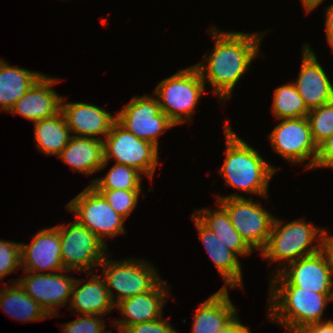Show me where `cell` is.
Segmentation results:
<instances>
[{"label": "cell", "mask_w": 333, "mask_h": 333, "mask_svg": "<svg viewBox=\"0 0 333 333\" xmlns=\"http://www.w3.org/2000/svg\"><path fill=\"white\" fill-rule=\"evenodd\" d=\"M215 39V48L207 58V65H194L204 82L208 80L214 94L222 100L230 99L231 92L241 76L259 53L261 33L210 31ZM207 73V74H206Z\"/></svg>", "instance_id": "obj_1"}, {"label": "cell", "mask_w": 333, "mask_h": 333, "mask_svg": "<svg viewBox=\"0 0 333 333\" xmlns=\"http://www.w3.org/2000/svg\"><path fill=\"white\" fill-rule=\"evenodd\" d=\"M226 155L220 174L226 185L250 194L267 196L268 184L276 172L253 147L239 138L225 122Z\"/></svg>", "instance_id": "obj_2"}, {"label": "cell", "mask_w": 333, "mask_h": 333, "mask_svg": "<svg viewBox=\"0 0 333 333\" xmlns=\"http://www.w3.org/2000/svg\"><path fill=\"white\" fill-rule=\"evenodd\" d=\"M271 286L269 317L290 333H299L306 326L322 321L327 302L333 300V293H315L295 286Z\"/></svg>", "instance_id": "obj_3"}, {"label": "cell", "mask_w": 333, "mask_h": 333, "mask_svg": "<svg viewBox=\"0 0 333 333\" xmlns=\"http://www.w3.org/2000/svg\"><path fill=\"white\" fill-rule=\"evenodd\" d=\"M274 217L269 240L261 254L271 262L284 261L286 264L321 250L322 231L304 220H295L282 226ZM319 234V237H318ZM319 238V245L311 243Z\"/></svg>", "instance_id": "obj_4"}, {"label": "cell", "mask_w": 333, "mask_h": 333, "mask_svg": "<svg viewBox=\"0 0 333 333\" xmlns=\"http://www.w3.org/2000/svg\"><path fill=\"white\" fill-rule=\"evenodd\" d=\"M205 91V82L195 67L185 68L159 82L154 94L161 111L176 125L191 121L192 112ZM187 117V118H186Z\"/></svg>", "instance_id": "obj_5"}, {"label": "cell", "mask_w": 333, "mask_h": 333, "mask_svg": "<svg viewBox=\"0 0 333 333\" xmlns=\"http://www.w3.org/2000/svg\"><path fill=\"white\" fill-rule=\"evenodd\" d=\"M105 139H103L104 163L101 169L105 168L108 161L114 157L117 164L133 167L152 180L159 161L157 146L137 138L117 121Z\"/></svg>", "instance_id": "obj_6"}, {"label": "cell", "mask_w": 333, "mask_h": 333, "mask_svg": "<svg viewBox=\"0 0 333 333\" xmlns=\"http://www.w3.org/2000/svg\"><path fill=\"white\" fill-rule=\"evenodd\" d=\"M217 203L227 211L231 224L242 236L245 242L260 252L265 248L269 240L274 217L261 206L238 194L218 196Z\"/></svg>", "instance_id": "obj_7"}, {"label": "cell", "mask_w": 333, "mask_h": 333, "mask_svg": "<svg viewBox=\"0 0 333 333\" xmlns=\"http://www.w3.org/2000/svg\"><path fill=\"white\" fill-rule=\"evenodd\" d=\"M61 258L65 270L91 272L107 255V245L77 220L59 225ZM106 255V256H105ZM96 265V266H95ZM91 270V271H90Z\"/></svg>", "instance_id": "obj_8"}, {"label": "cell", "mask_w": 333, "mask_h": 333, "mask_svg": "<svg viewBox=\"0 0 333 333\" xmlns=\"http://www.w3.org/2000/svg\"><path fill=\"white\" fill-rule=\"evenodd\" d=\"M140 260L110 261L106 257L102 266L108 292L115 304L121 300L151 291L162 279L155 268ZM151 266V267H150ZM114 289L118 293L115 301Z\"/></svg>", "instance_id": "obj_9"}, {"label": "cell", "mask_w": 333, "mask_h": 333, "mask_svg": "<svg viewBox=\"0 0 333 333\" xmlns=\"http://www.w3.org/2000/svg\"><path fill=\"white\" fill-rule=\"evenodd\" d=\"M76 213V220L93 232L102 242L105 236L114 237L125 233V218L118 214L108 201L88 185L66 205Z\"/></svg>", "instance_id": "obj_10"}, {"label": "cell", "mask_w": 333, "mask_h": 333, "mask_svg": "<svg viewBox=\"0 0 333 333\" xmlns=\"http://www.w3.org/2000/svg\"><path fill=\"white\" fill-rule=\"evenodd\" d=\"M116 116L117 122L127 131L157 147L161 133L176 125L152 96L133 97Z\"/></svg>", "instance_id": "obj_11"}, {"label": "cell", "mask_w": 333, "mask_h": 333, "mask_svg": "<svg viewBox=\"0 0 333 333\" xmlns=\"http://www.w3.org/2000/svg\"><path fill=\"white\" fill-rule=\"evenodd\" d=\"M281 120L269 135L273 149L295 164L311 157L305 168H315L318 146L313 140L307 117Z\"/></svg>", "instance_id": "obj_12"}, {"label": "cell", "mask_w": 333, "mask_h": 333, "mask_svg": "<svg viewBox=\"0 0 333 333\" xmlns=\"http://www.w3.org/2000/svg\"><path fill=\"white\" fill-rule=\"evenodd\" d=\"M271 284L295 286L315 293H333V268L326 254L319 252L288 263Z\"/></svg>", "instance_id": "obj_13"}, {"label": "cell", "mask_w": 333, "mask_h": 333, "mask_svg": "<svg viewBox=\"0 0 333 333\" xmlns=\"http://www.w3.org/2000/svg\"><path fill=\"white\" fill-rule=\"evenodd\" d=\"M23 290L51 316L58 313L56 307L70 302L75 278L58 273H31L16 280Z\"/></svg>", "instance_id": "obj_14"}, {"label": "cell", "mask_w": 333, "mask_h": 333, "mask_svg": "<svg viewBox=\"0 0 333 333\" xmlns=\"http://www.w3.org/2000/svg\"><path fill=\"white\" fill-rule=\"evenodd\" d=\"M30 245H21V266L25 273H37L38 271L50 270L53 272H66L61 258V241L59 225L52 228H44L33 236Z\"/></svg>", "instance_id": "obj_15"}, {"label": "cell", "mask_w": 333, "mask_h": 333, "mask_svg": "<svg viewBox=\"0 0 333 333\" xmlns=\"http://www.w3.org/2000/svg\"><path fill=\"white\" fill-rule=\"evenodd\" d=\"M299 78L293 82L306 107L311 110L333 101V85L309 45H303Z\"/></svg>", "instance_id": "obj_16"}, {"label": "cell", "mask_w": 333, "mask_h": 333, "mask_svg": "<svg viewBox=\"0 0 333 333\" xmlns=\"http://www.w3.org/2000/svg\"><path fill=\"white\" fill-rule=\"evenodd\" d=\"M65 99H61V111L71 133H76L72 136L101 139V137L94 136L106 137L117 121L116 115L112 116L105 109L96 105L83 102L63 104Z\"/></svg>", "instance_id": "obj_17"}, {"label": "cell", "mask_w": 333, "mask_h": 333, "mask_svg": "<svg viewBox=\"0 0 333 333\" xmlns=\"http://www.w3.org/2000/svg\"><path fill=\"white\" fill-rule=\"evenodd\" d=\"M60 79L42 75L9 110L33 122L54 116L61 110V99L52 89Z\"/></svg>", "instance_id": "obj_18"}, {"label": "cell", "mask_w": 333, "mask_h": 333, "mask_svg": "<svg viewBox=\"0 0 333 333\" xmlns=\"http://www.w3.org/2000/svg\"><path fill=\"white\" fill-rule=\"evenodd\" d=\"M166 286L165 282L161 280L151 291L117 303L116 306L125 316L122 320L113 322L117 326V330L122 332L128 326L162 318V308L166 302V294H168Z\"/></svg>", "instance_id": "obj_19"}, {"label": "cell", "mask_w": 333, "mask_h": 333, "mask_svg": "<svg viewBox=\"0 0 333 333\" xmlns=\"http://www.w3.org/2000/svg\"><path fill=\"white\" fill-rule=\"evenodd\" d=\"M192 219L198 229L200 239L204 244L208 255L214 262L222 278L226 282L222 289L242 287L241 264L238 255L228 249L223 242L209 229L197 216L193 214ZM227 284V285H226Z\"/></svg>", "instance_id": "obj_20"}, {"label": "cell", "mask_w": 333, "mask_h": 333, "mask_svg": "<svg viewBox=\"0 0 333 333\" xmlns=\"http://www.w3.org/2000/svg\"><path fill=\"white\" fill-rule=\"evenodd\" d=\"M79 284L80 279L75 278L69 305L81 315H106L116 306L108 292L104 277L92 274L87 283L81 284V287Z\"/></svg>", "instance_id": "obj_21"}, {"label": "cell", "mask_w": 333, "mask_h": 333, "mask_svg": "<svg viewBox=\"0 0 333 333\" xmlns=\"http://www.w3.org/2000/svg\"><path fill=\"white\" fill-rule=\"evenodd\" d=\"M227 289H220L197 308L192 333H216L238 314Z\"/></svg>", "instance_id": "obj_22"}, {"label": "cell", "mask_w": 333, "mask_h": 333, "mask_svg": "<svg viewBox=\"0 0 333 333\" xmlns=\"http://www.w3.org/2000/svg\"><path fill=\"white\" fill-rule=\"evenodd\" d=\"M58 157L70 165L72 170L91 175L100 171L104 163L103 138L72 136Z\"/></svg>", "instance_id": "obj_23"}, {"label": "cell", "mask_w": 333, "mask_h": 333, "mask_svg": "<svg viewBox=\"0 0 333 333\" xmlns=\"http://www.w3.org/2000/svg\"><path fill=\"white\" fill-rule=\"evenodd\" d=\"M42 75L0 60V110L8 112Z\"/></svg>", "instance_id": "obj_24"}, {"label": "cell", "mask_w": 333, "mask_h": 333, "mask_svg": "<svg viewBox=\"0 0 333 333\" xmlns=\"http://www.w3.org/2000/svg\"><path fill=\"white\" fill-rule=\"evenodd\" d=\"M218 206H220L219 209L214 211L204 208L196 211L195 214L228 249L234 251L237 255L246 256L250 254L253 249L233 227L226 209L221 204Z\"/></svg>", "instance_id": "obj_25"}, {"label": "cell", "mask_w": 333, "mask_h": 333, "mask_svg": "<svg viewBox=\"0 0 333 333\" xmlns=\"http://www.w3.org/2000/svg\"><path fill=\"white\" fill-rule=\"evenodd\" d=\"M70 133L61 110L54 116L34 122L36 147L47 155H59L70 141Z\"/></svg>", "instance_id": "obj_26"}, {"label": "cell", "mask_w": 333, "mask_h": 333, "mask_svg": "<svg viewBox=\"0 0 333 333\" xmlns=\"http://www.w3.org/2000/svg\"><path fill=\"white\" fill-rule=\"evenodd\" d=\"M0 308L18 321H38L51 316L44 308L34 301L19 285L13 283V287L0 289Z\"/></svg>", "instance_id": "obj_27"}, {"label": "cell", "mask_w": 333, "mask_h": 333, "mask_svg": "<svg viewBox=\"0 0 333 333\" xmlns=\"http://www.w3.org/2000/svg\"><path fill=\"white\" fill-rule=\"evenodd\" d=\"M272 109L279 120L306 117L310 111L293 82L275 89Z\"/></svg>", "instance_id": "obj_28"}, {"label": "cell", "mask_w": 333, "mask_h": 333, "mask_svg": "<svg viewBox=\"0 0 333 333\" xmlns=\"http://www.w3.org/2000/svg\"><path fill=\"white\" fill-rule=\"evenodd\" d=\"M141 174L133 167L115 163L104 178L94 179L90 185L95 190H141Z\"/></svg>", "instance_id": "obj_29"}, {"label": "cell", "mask_w": 333, "mask_h": 333, "mask_svg": "<svg viewBox=\"0 0 333 333\" xmlns=\"http://www.w3.org/2000/svg\"><path fill=\"white\" fill-rule=\"evenodd\" d=\"M307 119L317 146L333 133V101L311 109Z\"/></svg>", "instance_id": "obj_30"}, {"label": "cell", "mask_w": 333, "mask_h": 333, "mask_svg": "<svg viewBox=\"0 0 333 333\" xmlns=\"http://www.w3.org/2000/svg\"><path fill=\"white\" fill-rule=\"evenodd\" d=\"M110 204V206L125 219L131 215L141 190H96Z\"/></svg>", "instance_id": "obj_31"}, {"label": "cell", "mask_w": 333, "mask_h": 333, "mask_svg": "<svg viewBox=\"0 0 333 333\" xmlns=\"http://www.w3.org/2000/svg\"><path fill=\"white\" fill-rule=\"evenodd\" d=\"M21 265L20 243L0 239V280Z\"/></svg>", "instance_id": "obj_32"}, {"label": "cell", "mask_w": 333, "mask_h": 333, "mask_svg": "<svg viewBox=\"0 0 333 333\" xmlns=\"http://www.w3.org/2000/svg\"><path fill=\"white\" fill-rule=\"evenodd\" d=\"M99 316L101 315H83L65 324L62 333H111L104 329V320H100Z\"/></svg>", "instance_id": "obj_33"}, {"label": "cell", "mask_w": 333, "mask_h": 333, "mask_svg": "<svg viewBox=\"0 0 333 333\" xmlns=\"http://www.w3.org/2000/svg\"><path fill=\"white\" fill-rule=\"evenodd\" d=\"M121 333H178L167 321L162 318L128 326Z\"/></svg>", "instance_id": "obj_34"}, {"label": "cell", "mask_w": 333, "mask_h": 333, "mask_svg": "<svg viewBox=\"0 0 333 333\" xmlns=\"http://www.w3.org/2000/svg\"><path fill=\"white\" fill-rule=\"evenodd\" d=\"M316 167L333 168V133L318 146Z\"/></svg>", "instance_id": "obj_35"}, {"label": "cell", "mask_w": 333, "mask_h": 333, "mask_svg": "<svg viewBox=\"0 0 333 333\" xmlns=\"http://www.w3.org/2000/svg\"><path fill=\"white\" fill-rule=\"evenodd\" d=\"M299 333H333V321H320L306 326Z\"/></svg>", "instance_id": "obj_36"}, {"label": "cell", "mask_w": 333, "mask_h": 333, "mask_svg": "<svg viewBox=\"0 0 333 333\" xmlns=\"http://www.w3.org/2000/svg\"><path fill=\"white\" fill-rule=\"evenodd\" d=\"M321 250L326 254L333 268V236H328V232L325 229L322 231Z\"/></svg>", "instance_id": "obj_37"}, {"label": "cell", "mask_w": 333, "mask_h": 333, "mask_svg": "<svg viewBox=\"0 0 333 333\" xmlns=\"http://www.w3.org/2000/svg\"><path fill=\"white\" fill-rule=\"evenodd\" d=\"M216 333H251L247 326L241 324L238 316H236L226 327Z\"/></svg>", "instance_id": "obj_38"}, {"label": "cell", "mask_w": 333, "mask_h": 333, "mask_svg": "<svg viewBox=\"0 0 333 333\" xmlns=\"http://www.w3.org/2000/svg\"><path fill=\"white\" fill-rule=\"evenodd\" d=\"M325 28L328 44L333 49V4L326 10Z\"/></svg>", "instance_id": "obj_39"}, {"label": "cell", "mask_w": 333, "mask_h": 333, "mask_svg": "<svg viewBox=\"0 0 333 333\" xmlns=\"http://www.w3.org/2000/svg\"><path fill=\"white\" fill-rule=\"evenodd\" d=\"M301 1L304 5L305 11L308 13L323 2V0H301Z\"/></svg>", "instance_id": "obj_40"}]
</instances>
